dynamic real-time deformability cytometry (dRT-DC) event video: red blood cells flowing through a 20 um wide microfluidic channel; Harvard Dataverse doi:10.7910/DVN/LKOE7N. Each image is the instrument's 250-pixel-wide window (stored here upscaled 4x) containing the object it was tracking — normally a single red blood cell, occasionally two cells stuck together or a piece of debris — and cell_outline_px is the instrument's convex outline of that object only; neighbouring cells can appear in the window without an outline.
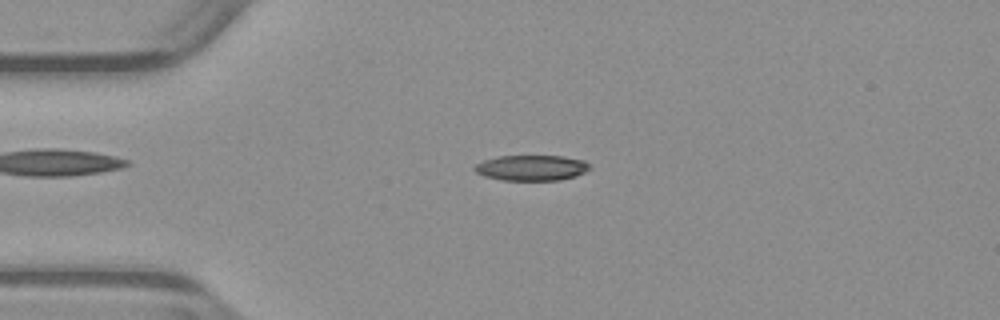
{"species": "common noctule bat (a hibernating species)", "species_latin": "Nyctalus noctula", "temperature_condition": "warm", "stored_images_in_passage": 47, "camera_frame_rate_fps": 3000, "um_per_image_px": 0.085, "animal": {"sex": "male", "body_mass_g": 23.1, "forearm_length_mm": 52.7}, "frame": {"image": 1, "passage_image": 7, "time_ms": 2.0, "image_size_px": [1000, 320], "cell_outline_px": [[592, 168], [576, 176], [560, 180], [504, 180], [484, 176], [476, 172], [472, 168], [476, 164], [484, 160], [496, 156], [564, 156], [584, 160]], "centroid_in_image_um": [45.18, 14.26], "position_along_channel_um": 39.8, "area_um2": 17.17}}
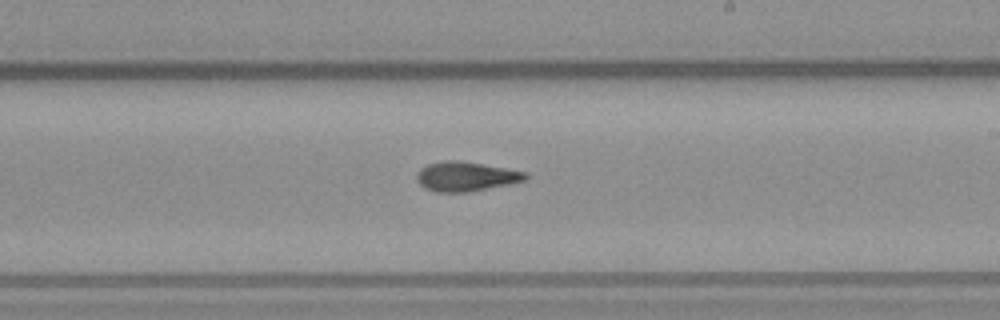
{"frame": {"image": 2, "passage_image": 25, "time_ms": 8.0, "image_size_px": [1000, 320], "cell_outline_px": [[528, 176], [524, 180], [508, 184], [468, 192], [436, 192], [420, 184], [416, 180], [416, 172], [420, 168], [428, 164], [444, 160], [460, 160], [528, 172]], "centroid_in_image_um": [39.58, 14.98], "position_along_channel_um": 249.4, "area_um2": 18.61}}
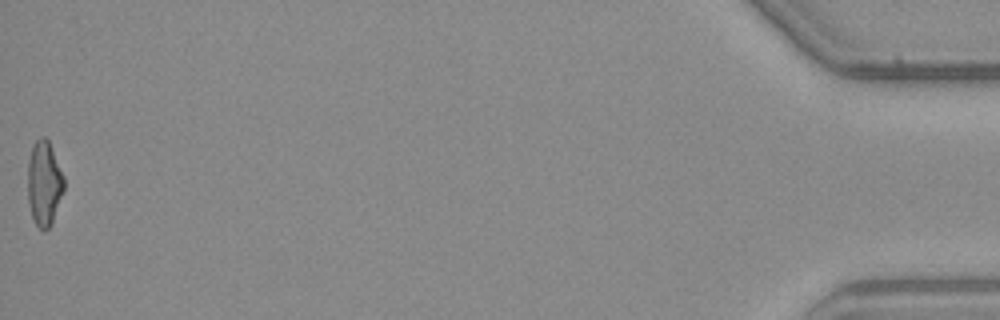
{"frame": {"image": 3, "passage_image": 47, "time_ms": 15.333, "image_size_px": [1000, 320], "cell_outline_px": [[64, 192], [52, 224], [44, 232], [36, 224], [32, 216], [28, 204], [28, 160], [32, 144], [40, 136], [44, 136], [48, 140], [64, 176]], "centroid_in_image_um": [3.75, 15.59], "position_along_channel_um": 431.4, "area_um2": 18.15}, "authors_computed_cell_mechanics": {"area_um2": 18.0914, "velocity_mm_per_s": 3.9371, "shape_relaxation_time_tau1_ms": 5.6298, "shape_relaxation_time_tau2_ms": 3.1223, "deformation_change_tau1": 0.1802, "deformation_change_tau2": 0.1153}}